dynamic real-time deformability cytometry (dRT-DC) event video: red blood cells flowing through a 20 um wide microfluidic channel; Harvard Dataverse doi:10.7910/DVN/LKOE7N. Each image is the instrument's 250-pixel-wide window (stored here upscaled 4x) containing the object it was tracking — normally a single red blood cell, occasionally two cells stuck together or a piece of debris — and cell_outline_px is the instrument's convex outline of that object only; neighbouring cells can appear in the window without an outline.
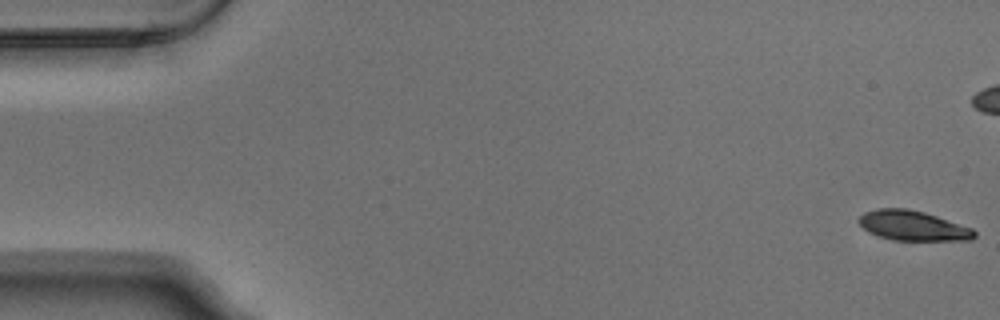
{"species": "Egyptian fruit bat (a non-hibernating species)", "species_latin": "Rousettus aegyptiacus", "temperature_condition": "warm", "stored_images_in_passage": 6, "camera_frame_rate_fps": 3000, "um_per_image_px": 0.085, "animal": {"sex": "male"}, "frame": {"image": 1, "passage_image": 1, "time_ms": 0.0, "image_size_px": [1000, 320], "cell_outline_px": [[976, 236], [972, 240], [892, 240], [868, 232], [856, 220], [864, 212], [876, 208], [908, 208], [924, 212], [972, 228], [976, 232]], "centroid_in_image_um": [77.58, 19.17], "position_along_channel_um": 7.4, "area_um2": 20.11}}
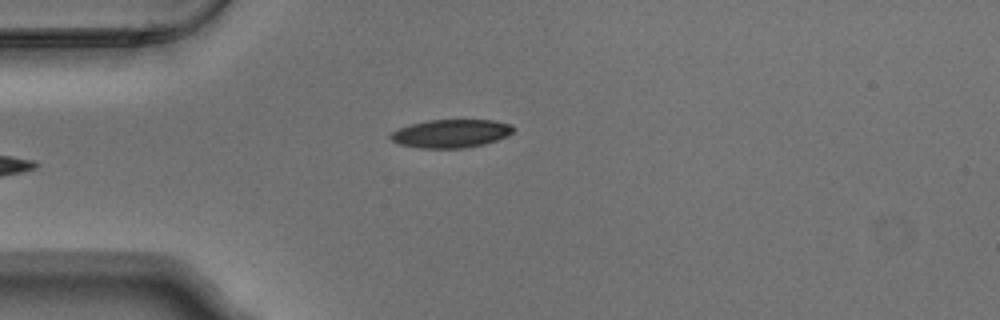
{"frame": {"image": 2, "passage_image": 6, "time_ms": 1.667, "image_size_px": [1000, 320], "cell_outline_px": [[516, 128], [508, 136], [484, 144], [464, 148], [420, 148], [400, 144], [392, 140], [388, 136], [392, 132], [400, 128], [412, 124], [428, 120], [492, 120], [512, 124]], "centroid_in_image_um": [38.37, 11.35], "position_along_channel_um": 46.6, "area_um2": 20.17}}